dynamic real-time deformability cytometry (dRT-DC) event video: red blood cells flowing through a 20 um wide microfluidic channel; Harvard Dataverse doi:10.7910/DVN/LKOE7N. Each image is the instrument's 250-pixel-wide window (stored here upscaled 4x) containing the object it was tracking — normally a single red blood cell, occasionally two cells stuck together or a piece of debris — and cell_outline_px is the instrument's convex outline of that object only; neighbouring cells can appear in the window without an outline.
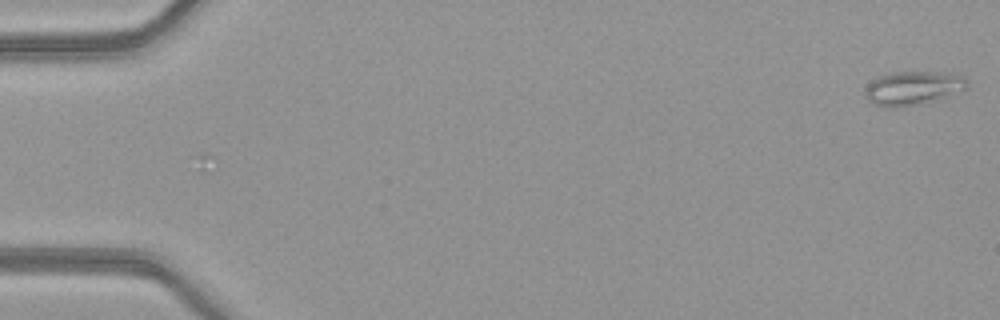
{"species": "common noctule bat (a hibernating species)", "species_latin": "Nyctalus noctula", "temperature_condition": "warm", "stored_images_in_passage": 5, "camera_frame_rate_fps": 3000, "um_per_image_px": 0.085, "animal": {"sex": "female", "body_mass_g": 21.9}, "frame": {"image": 1, "passage_image": 5, "time_ms": 1.333, "image_size_px": [1000, 320], "cell_outline_px": [[968, 88], [900, 108], [892, 108], [872, 104], [868, 100], [864, 92], [864, 88], [872, 80], [880, 76], [896, 72], [940, 72], [964, 76], [968, 80]], "centroid_in_image_um": [77.53, 7.47], "position_along_channel_um": 7.5, "area_um2": 19.54}}